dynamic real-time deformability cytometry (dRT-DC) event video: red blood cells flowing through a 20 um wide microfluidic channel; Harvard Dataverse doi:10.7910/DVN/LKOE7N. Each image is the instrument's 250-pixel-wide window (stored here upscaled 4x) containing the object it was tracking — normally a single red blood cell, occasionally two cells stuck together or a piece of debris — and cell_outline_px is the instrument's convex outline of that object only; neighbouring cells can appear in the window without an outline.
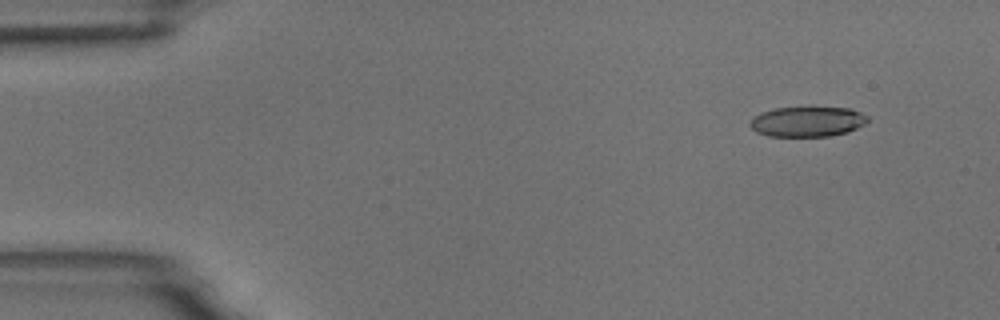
{"species": "common noctule bat (a hibernating species)", "species_latin": "Nyctalus noctula", "temperature_condition": "room temperature", "stored_images_in_passage": 5, "camera_frame_rate_fps": 3000, "um_per_image_px": 0.085, "animal": {"sex": "male", "body_mass_g": 18.8}, "frame": {"image": 1, "passage_image": 2, "time_ms": 1.0, "image_size_px": [1000, 320], "cell_outline_px": [[868, 120], [864, 124], [848, 132], [828, 136], [768, 136], [756, 132], [748, 124], [756, 116], [764, 112], [776, 108], [852, 108], [868, 116]], "centroid_in_image_um": [68.65, 10.35], "position_along_channel_um": 16.3, "area_um2": 20.35}}
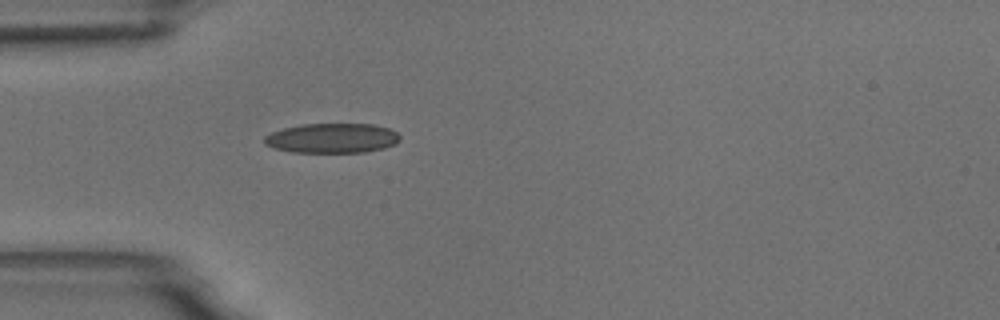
{"frame": {"image": 2, "passage_image": 5, "time_ms": 4.667, "image_size_px": [1000, 320], "cell_outline_px": [[400, 140], [396, 144], [384, 148], [368, 152], [292, 152], [276, 148], [264, 144], [264, 136], [272, 132], [284, 128], [304, 124], [372, 124], [388, 128], [396, 132], [400, 136]], "centroid_in_image_um": [28.25, 11.74], "position_along_channel_um": 56.7, "area_um2": 23.47}}